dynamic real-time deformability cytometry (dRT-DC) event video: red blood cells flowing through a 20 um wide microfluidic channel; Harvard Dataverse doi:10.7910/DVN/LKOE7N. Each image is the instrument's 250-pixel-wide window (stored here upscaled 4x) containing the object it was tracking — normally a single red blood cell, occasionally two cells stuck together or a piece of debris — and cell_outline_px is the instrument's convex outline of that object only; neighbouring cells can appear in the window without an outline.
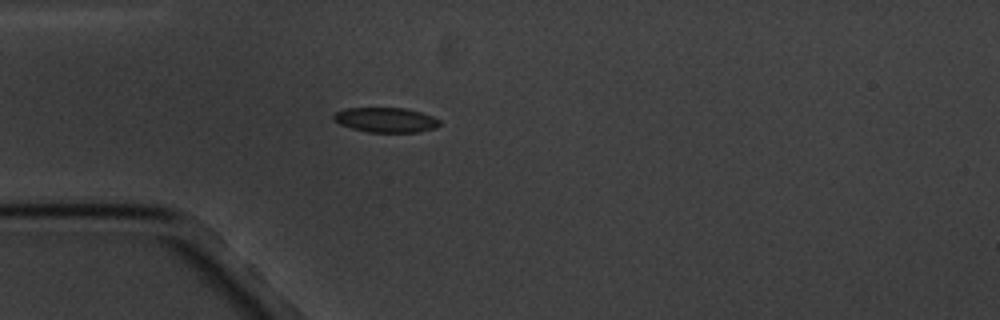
{"species": "common noctule bat (a hibernating species)", "species_latin": "Nyctalus noctula", "temperature_condition": "cold", "stored_images_in_passage": 4, "camera_frame_rate_fps": 3000, "um_per_image_px": 0.085, "animal": {"sex": "male", "body_mass_g": 20.1, "forearm_length_mm": 53.5}, "frame": {"image": 1, "passage_image": 3, "time_ms": 3.333, "image_size_px": [1000, 320], "cell_outline_px": [[440, 124], [436, 128], [420, 132], [368, 132], [352, 128], [340, 124], [332, 120], [332, 116], [336, 112], [348, 108], [404, 108], [420, 112], [432, 116], [440, 120]], "centroid_in_image_um": [32.8, 10.2], "position_along_channel_um": 52.2, "area_um2": 15.32}}